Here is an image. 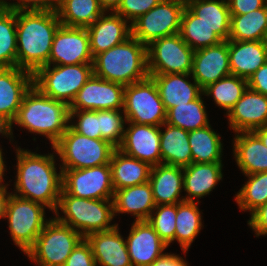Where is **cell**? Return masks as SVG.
<instances>
[{
	"label": "cell",
	"mask_w": 267,
	"mask_h": 266,
	"mask_svg": "<svg viewBox=\"0 0 267 266\" xmlns=\"http://www.w3.org/2000/svg\"><path fill=\"white\" fill-rule=\"evenodd\" d=\"M15 151L14 195L40 203L54 213L62 191V170L57 173L54 153L41 155L20 147Z\"/></svg>",
	"instance_id": "6da1fadb"
},
{
	"label": "cell",
	"mask_w": 267,
	"mask_h": 266,
	"mask_svg": "<svg viewBox=\"0 0 267 266\" xmlns=\"http://www.w3.org/2000/svg\"><path fill=\"white\" fill-rule=\"evenodd\" d=\"M60 25L56 10H16L17 67L34 73L48 65Z\"/></svg>",
	"instance_id": "7a4b0ae2"
},
{
	"label": "cell",
	"mask_w": 267,
	"mask_h": 266,
	"mask_svg": "<svg viewBox=\"0 0 267 266\" xmlns=\"http://www.w3.org/2000/svg\"><path fill=\"white\" fill-rule=\"evenodd\" d=\"M30 133L47 137L53 146L69 126V106L42 94L35 86L25 93L15 120Z\"/></svg>",
	"instance_id": "3957f363"
},
{
	"label": "cell",
	"mask_w": 267,
	"mask_h": 266,
	"mask_svg": "<svg viewBox=\"0 0 267 266\" xmlns=\"http://www.w3.org/2000/svg\"><path fill=\"white\" fill-rule=\"evenodd\" d=\"M93 74L124 86L147 78V46L129 37L93 58Z\"/></svg>",
	"instance_id": "277c9868"
},
{
	"label": "cell",
	"mask_w": 267,
	"mask_h": 266,
	"mask_svg": "<svg viewBox=\"0 0 267 266\" xmlns=\"http://www.w3.org/2000/svg\"><path fill=\"white\" fill-rule=\"evenodd\" d=\"M59 209L64 216L60 217ZM54 213L59 222L72 227L84 238L94 232L112 230L118 225L110 223L115 218L112 199L78 198L68 195L63 189Z\"/></svg>",
	"instance_id": "5b68a950"
},
{
	"label": "cell",
	"mask_w": 267,
	"mask_h": 266,
	"mask_svg": "<svg viewBox=\"0 0 267 266\" xmlns=\"http://www.w3.org/2000/svg\"><path fill=\"white\" fill-rule=\"evenodd\" d=\"M62 161L59 169H84L109 164L113 145L75 132L70 126L52 146Z\"/></svg>",
	"instance_id": "8992f818"
},
{
	"label": "cell",
	"mask_w": 267,
	"mask_h": 266,
	"mask_svg": "<svg viewBox=\"0 0 267 266\" xmlns=\"http://www.w3.org/2000/svg\"><path fill=\"white\" fill-rule=\"evenodd\" d=\"M93 74V63L44 65L33 73V86L68 106Z\"/></svg>",
	"instance_id": "52a82bcc"
},
{
	"label": "cell",
	"mask_w": 267,
	"mask_h": 266,
	"mask_svg": "<svg viewBox=\"0 0 267 266\" xmlns=\"http://www.w3.org/2000/svg\"><path fill=\"white\" fill-rule=\"evenodd\" d=\"M84 237L72 227L51 218L25 253L39 266H64L67 258Z\"/></svg>",
	"instance_id": "ba28073f"
},
{
	"label": "cell",
	"mask_w": 267,
	"mask_h": 266,
	"mask_svg": "<svg viewBox=\"0 0 267 266\" xmlns=\"http://www.w3.org/2000/svg\"><path fill=\"white\" fill-rule=\"evenodd\" d=\"M45 206L15 196L13 192L6 206L5 218L14 245L26 253L34 244L49 220L45 219Z\"/></svg>",
	"instance_id": "9c48e42d"
},
{
	"label": "cell",
	"mask_w": 267,
	"mask_h": 266,
	"mask_svg": "<svg viewBox=\"0 0 267 266\" xmlns=\"http://www.w3.org/2000/svg\"><path fill=\"white\" fill-rule=\"evenodd\" d=\"M123 112L127 122L162 126L166 110L151 76L125 86Z\"/></svg>",
	"instance_id": "30bf717a"
},
{
	"label": "cell",
	"mask_w": 267,
	"mask_h": 266,
	"mask_svg": "<svg viewBox=\"0 0 267 266\" xmlns=\"http://www.w3.org/2000/svg\"><path fill=\"white\" fill-rule=\"evenodd\" d=\"M194 50L179 33L157 39L147 46L149 74L191 73Z\"/></svg>",
	"instance_id": "8fae6325"
},
{
	"label": "cell",
	"mask_w": 267,
	"mask_h": 266,
	"mask_svg": "<svg viewBox=\"0 0 267 266\" xmlns=\"http://www.w3.org/2000/svg\"><path fill=\"white\" fill-rule=\"evenodd\" d=\"M185 7L176 1L162 0L131 24L132 36L148 46L157 39L179 33Z\"/></svg>",
	"instance_id": "7c38bea8"
},
{
	"label": "cell",
	"mask_w": 267,
	"mask_h": 266,
	"mask_svg": "<svg viewBox=\"0 0 267 266\" xmlns=\"http://www.w3.org/2000/svg\"><path fill=\"white\" fill-rule=\"evenodd\" d=\"M62 189L86 199H113L114 188L110 164L84 169H61Z\"/></svg>",
	"instance_id": "4fadbf2b"
},
{
	"label": "cell",
	"mask_w": 267,
	"mask_h": 266,
	"mask_svg": "<svg viewBox=\"0 0 267 266\" xmlns=\"http://www.w3.org/2000/svg\"><path fill=\"white\" fill-rule=\"evenodd\" d=\"M125 86L94 74L78 91L69 110H123Z\"/></svg>",
	"instance_id": "5bb4252c"
},
{
	"label": "cell",
	"mask_w": 267,
	"mask_h": 266,
	"mask_svg": "<svg viewBox=\"0 0 267 266\" xmlns=\"http://www.w3.org/2000/svg\"><path fill=\"white\" fill-rule=\"evenodd\" d=\"M86 63H93L87 29L60 25L53 38L48 65Z\"/></svg>",
	"instance_id": "9a60e30c"
},
{
	"label": "cell",
	"mask_w": 267,
	"mask_h": 266,
	"mask_svg": "<svg viewBox=\"0 0 267 266\" xmlns=\"http://www.w3.org/2000/svg\"><path fill=\"white\" fill-rule=\"evenodd\" d=\"M129 127L125 129L122 143L117 148L124 154L147 162L151 166L161 164L160 152V128L127 122Z\"/></svg>",
	"instance_id": "2e32d148"
},
{
	"label": "cell",
	"mask_w": 267,
	"mask_h": 266,
	"mask_svg": "<svg viewBox=\"0 0 267 266\" xmlns=\"http://www.w3.org/2000/svg\"><path fill=\"white\" fill-rule=\"evenodd\" d=\"M230 74L228 40L194 51L191 78L202 90Z\"/></svg>",
	"instance_id": "e0dca14e"
},
{
	"label": "cell",
	"mask_w": 267,
	"mask_h": 266,
	"mask_svg": "<svg viewBox=\"0 0 267 266\" xmlns=\"http://www.w3.org/2000/svg\"><path fill=\"white\" fill-rule=\"evenodd\" d=\"M126 246L132 266H151L168 247L148 221L133 222Z\"/></svg>",
	"instance_id": "ac0fdd59"
},
{
	"label": "cell",
	"mask_w": 267,
	"mask_h": 266,
	"mask_svg": "<svg viewBox=\"0 0 267 266\" xmlns=\"http://www.w3.org/2000/svg\"><path fill=\"white\" fill-rule=\"evenodd\" d=\"M227 116L235 133L267 126V96L248 87Z\"/></svg>",
	"instance_id": "d6986e66"
},
{
	"label": "cell",
	"mask_w": 267,
	"mask_h": 266,
	"mask_svg": "<svg viewBox=\"0 0 267 266\" xmlns=\"http://www.w3.org/2000/svg\"><path fill=\"white\" fill-rule=\"evenodd\" d=\"M32 85L33 73L18 67L0 68V116L12 124Z\"/></svg>",
	"instance_id": "ffe728a7"
},
{
	"label": "cell",
	"mask_w": 267,
	"mask_h": 266,
	"mask_svg": "<svg viewBox=\"0 0 267 266\" xmlns=\"http://www.w3.org/2000/svg\"><path fill=\"white\" fill-rule=\"evenodd\" d=\"M104 12L92 25L86 27L90 52L94 58L99 53L119 45L132 36L131 24L115 12Z\"/></svg>",
	"instance_id": "44dd1931"
},
{
	"label": "cell",
	"mask_w": 267,
	"mask_h": 266,
	"mask_svg": "<svg viewBox=\"0 0 267 266\" xmlns=\"http://www.w3.org/2000/svg\"><path fill=\"white\" fill-rule=\"evenodd\" d=\"M123 238L118 225L112 230L94 232L85 237L91 246L96 266H132Z\"/></svg>",
	"instance_id": "7402d4cb"
},
{
	"label": "cell",
	"mask_w": 267,
	"mask_h": 266,
	"mask_svg": "<svg viewBox=\"0 0 267 266\" xmlns=\"http://www.w3.org/2000/svg\"><path fill=\"white\" fill-rule=\"evenodd\" d=\"M231 74L246 80L267 62V42L228 40Z\"/></svg>",
	"instance_id": "603a6c76"
},
{
	"label": "cell",
	"mask_w": 267,
	"mask_h": 266,
	"mask_svg": "<svg viewBox=\"0 0 267 266\" xmlns=\"http://www.w3.org/2000/svg\"><path fill=\"white\" fill-rule=\"evenodd\" d=\"M158 88L165 110L187 104L203 95L199 84L188 81L191 73L149 74Z\"/></svg>",
	"instance_id": "cb8c5ba5"
},
{
	"label": "cell",
	"mask_w": 267,
	"mask_h": 266,
	"mask_svg": "<svg viewBox=\"0 0 267 266\" xmlns=\"http://www.w3.org/2000/svg\"><path fill=\"white\" fill-rule=\"evenodd\" d=\"M149 183L156 205L185 201L183 196L179 198L183 189V167L163 163L152 166Z\"/></svg>",
	"instance_id": "d4e9b609"
},
{
	"label": "cell",
	"mask_w": 267,
	"mask_h": 266,
	"mask_svg": "<svg viewBox=\"0 0 267 266\" xmlns=\"http://www.w3.org/2000/svg\"><path fill=\"white\" fill-rule=\"evenodd\" d=\"M233 154L244 175L267 172V147L254 132L235 133Z\"/></svg>",
	"instance_id": "484cf974"
},
{
	"label": "cell",
	"mask_w": 267,
	"mask_h": 266,
	"mask_svg": "<svg viewBox=\"0 0 267 266\" xmlns=\"http://www.w3.org/2000/svg\"><path fill=\"white\" fill-rule=\"evenodd\" d=\"M222 162L191 163L183 167V189L187 192L185 201L195 202L194 198H203L222 180Z\"/></svg>",
	"instance_id": "4316f807"
},
{
	"label": "cell",
	"mask_w": 267,
	"mask_h": 266,
	"mask_svg": "<svg viewBox=\"0 0 267 266\" xmlns=\"http://www.w3.org/2000/svg\"><path fill=\"white\" fill-rule=\"evenodd\" d=\"M112 201L114 215L129 213L135 221H147L156 206L149 181L114 191Z\"/></svg>",
	"instance_id": "83f0119b"
},
{
	"label": "cell",
	"mask_w": 267,
	"mask_h": 266,
	"mask_svg": "<svg viewBox=\"0 0 267 266\" xmlns=\"http://www.w3.org/2000/svg\"><path fill=\"white\" fill-rule=\"evenodd\" d=\"M114 190L143 184L149 181L152 166L115 149L110 159Z\"/></svg>",
	"instance_id": "f1b7e54d"
},
{
	"label": "cell",
	"mask_w": 267,
	"mask_h": 266,
	"mask_svg": "<svg viewBox=\"0 0 267 266\" xmlns=\"http://www.w3.org/2000/svg\"><path fill=\"white\" fill-rule=\"evenodd\" d=\"M164 132L160 129L161 163L185 167L192 163L189 145V132L182 128L164 123Z\"/></svg>",
	"instance_id": "f546056e"
},
{
	"label": "cell",
	"mask_w": 267,
	"mask_h": 266,
	"mask_svg": "<svg viewBox=\"0 0 267 266\" xmlns=\"http://www.w3.org/2000/svg\"><path fill=\"white\" fill-rule=\"evenodd\" d=\"M56 12L61 25L86 28L105 11L99 0H58Z\"/></svg>",
	"instance_id": "4dcf8cb0"
},
{
	"label": "cell",
	"mask_w": 267,
	"mask_h": 266,
	"mask_svg": "<svg viewBox=\"0 0 267 266\" xmlns=\"http://www.w3.org/2000/svg\"><path fill=\"white\" fill-rule=\"evenodd\" d=\"M223 40L230 36V11L227 0H195L187 6Z\"/></svg>",
	"instance_id": "1f68e13d"
},
{
	"label": "cell",
	"mask_w": 267,
	"mask_h": 266,
	"mask_svg": "<svg viewBox=\"0 0 267 266\" xmlns=\"http://www.w3.org/2000/svg\"><path fill=\"white\" fill-rule=\"evenodd\" d=\"M230 36L234 41H262L267 38V4L247 14L230 15Z\"/></svg>",
	"instance_id": "d6a6232c"
},
{
	"label": "cell",
	"mask_w": 267,
	"mask_h": 266,
	"mask_svg": "<svg viewBox=\"0 0 267 266\" xmlns=\"http://www.w3.org/2000/svg\"><path fill=\"white\" fill-rule=\"evenodd\" d=\"M189 145L192 153V163L222 162L221 137L212 130L210 124L204 128L189 132Z\"/></svg>",
	"instance_id": "836d02e7"
},
{
	"label": "cell",
	"mask_w": 267,
	"mask_h": 266,
	"mask_svg": "<svg viewBox=\"0 0 267 266\" xmlns=\"http://www.w3.org/2000/svg\"><path fill=\"white\" fill-rule=\"evenodd\" d=\"M195 202L183 201L177 204L174 240L186 253L202 228V216Z\"/></svg>",
	"instance_id": "e575fe53"
},
{
	"label": "cell",
	"mask_w": 267,
	"mask_h": 266,
	"mask_svg": "<svg viewBox=\"0 0 267 266\" xmlns=\"http://www.w3.org/2000/svg\"><path fill=\"white\" fill-rule=\"evenodd\" d=\"M179 35L194 51L223 41L187 6L182 14Z\"/></svg>",
	"instance_id": "d590c367"
},
{
	"label": "cell",
	"mask_w": 267,
	"mask_h": 266,
	"mask_svg": "<svg viewBox=\"0 0 267 266\" xmlns=\"http://www.w3.org/2000/svg\"><path fill=\"white\" fill-rule=\"evenodd\" d=\"M201 95L183 105L172 107L166 111V121L169 125L185 131L201 129L209 125V119Z\"/></svg>",
	"instance_id": "8d00e7d4"
},
{
	"label": "cell",
	"mask_w": 267,
	"mask_h": 266,
	"mask_svg": "<svg viewBox=\"0 0 267 266\" xmlns=\"http://www.w3.org/2000/svg\"><path fill=\"white\" fill-rule=\"evenodd\" d=\"M247 88L246 79L230 74L208 85L202 93L206 96H212L214 102L224 109L227 115Z\"/></svg>",
	"instance_id": "74e56055"
},
{
	"label": "cell",
	"mask_w": 267,
	"mask_h": 266,
	"mask_svg": "<svg viewBox=\"0 0 267 266\" xmlns=\"http://www.w3.org/2000/svg\"><path fill=\"white\" fill-rule=\"evenodd\" d=\"M17 67L16 10L0 8V68Z\"/></svg>",
	"instance_id": "f35d334b"
},
{
	"label": "cell",
	"mask_w": 267,
	"mask_h": 266,
	"mask_svg": "<svg viewBox=\"0 0 267 266\" xmlns=\"http://www.w3.org/2000/svg\"><path fill=\"white\" fill-rule=\"evenodd\" d=\"M248 181L236 194L235 201L239 209L252 214L267 202V172L245 175Z\"/></svg>",
	"instance_id": "ab89813d"
},
{
	"label": "cell",
	"mask_w": 267,
	"mask_h": 266,
	"mask_svg": "<svg viewBox=\"0 0 267 266\" xmlns=\"http://www.w3.org/2000/svg\"><path fill=\"white\" fill-rule=\"evenodd\" d=\"M176 214L177 204L156 205L147 219L168 246L174 241Z\"/></svg>",
	"instance_id": "60d3db41"
},
{
	"label": "cell",
	"mask_w": 267,
	"mask_h": 266,
	"mask_svg": "<svg viewBox=\"0 0 267 266\" xmlns=\"http://www.w3.org/2000/svg\"><path fill=\"white\" fill-rule=\"evenodd\" d=\"M123 110H99L97 116L100 118L101 139L109 142L116 149L122 143L126 116L122 115Z\"/></svg>",
	"instance_id": "b9f144b4"
},
{
	"label": "cell",
	"mask_w": 267,
	"mask_h": 266,
	"mask_svg": "<svg viewBox=\"0 0 267 266\" xmlns=\"http://www.w3.org/2000/svg\"><path fill=\"white\" fill-rule=\"evenodd\" d=\"M75 116L78 118L76 123L72 122ZM69 126L83 136L101 139L100 118L95 110H69Z\"/></svg>",
	"instance_id": "7bdbcfd3"
},
{
	"label": "cell",
	"mask_w": 267,
	"mask_h": 266,
	"mask_svg": "<svg viewBox=\"0 0 267 266\" xmlns=\"http://www.w3.org/2000/svg\"><path fill=\"white\" fill-rule=\"evenodd\" d=\"M162 0H122L120 6L115 11L132 24L141 15L158 5Z\"/></svg>",
	"instance_id": "ee69618b"
},
{
	"label": "cell",
	"mask_w": 267,
	"mask_h": 266,
	"mask_svg": "<svg viewBox=\"0 0 267 266\" xmlns=\"http://www.w3.org/2000/svg\"><path fill=\"white\" fill-rule=\"evenodd\" d=\"M64 266H96L91 246L85 238L74 248Z\"/></svg>",
	"instance_id": "f6af8a7d"
},
{
	"label": "cell",
	"mask_w": 267,
	"mask_h": 266,
	"mask_svg": "<svg viewBox=\"0 0 267 266\" xmlns=\"http://www.w3.org/2000/svg\"><path fill=\"white\" fill-rule=\"evenodd\" d=\"M227 3L230 15H242L263 8L267 0H227Z\"/></svg>",
	"instance_id": "bcb514c9"
},
{
	"label": "cell",
	"mask_w": 267,
	"mask_h": 266,
	"mask_svg": "<svg viewBox=\"0 0 267 266\" xmlns=\"http://www.w3.org/2000/svg\"><path fill=\"white\" fill-rule=\"evenodd\" d=\"M248 225L255 232L257 237L267 235V202L251 214Z\"/></svg>",
	"instance_id": "7dc6e473"
},
{
	"label": "cell",
	"mask_w": 267,
	"mask_h": 266,
	"mask_svg": "<svg viewBox=\"0 0 267 266\" xmlns=\"http://www.w3.org/2000/svg\"><path fill=\"white\" fill-rule=\"evenodd\" d=\"M58 0H18L11 3L15 10H56Z\"/></svg>",
	"instance_id": "c3c4849f"
},
{
	"label": "cell",
	"mask_w": 267,
	"mask_h": 266,
	"mask_svg": "<svg viewBox=\"0 0 267 266\" xmlns=\"http://www.w3.org/2000/svg\"><path fill=\"white\" fill-rule=\"evenodd\" d=\"M248 87L267 96V62L247 80Z\"/></svg>",
	"instance_id": "681fc988"
},
{
	"label": "cell",
	"mask_w": 267,
	"mask_h": 266,
	"mask_svg": "<svg viewBox=\"0 0 267 266\" xmlns=\"http://www.w3.org/2000/svg\"><path fill=\"white\" fill-rule=\"evenodd\" d=\"M151 266H188V263L179 255L166 253Z\"/></svg>",
	"instance_id": "f907efd6"
},
{
	"label": "cell",
	"mask_w": 267,
	"mask_h": 266,
	"mask_svg": "<svg viewBox=\"0 0 267 266\" xmlns=\"http://www.w3.org/2000/svg\"><path fill=\"white\" fill-rule=\"evenodd\" d=\"M7 189V186L0 188V219L5 218L6 206L11 194Z\"/></svg>",
	"instance_id": "816d5d0a"
},
{
	"label": "cell",
	"mask_w": 267,
	"mask_h": 266,
	"mask_svg": "<svg viewBox=\"0 0 267 266\" xmlns=\"http://www.w3.org/2000/svg\"><path fill=\"white\" fill-rule=\"evenodd\" d=\"M122 0H99L101 8L105 12H115L120 6Z\"/></svg>",
	"instance_id": "f5cc1de1"
},
{
	"label": "cell",
	"mask_w": 267,
	"mask_h": 266,
	"mask_svg": "<svg viewBox=\"0 0 267 266\" xmlns=\"http://www.w3.org/2000/svg\"><path fill=\"white\" fill-rule=\"evenodd\" d=\"M0 134L6 136L7 138L10 137V139L12 138L11 140H13L11 123L1 116H0Z\"/></svg>",
	"instance_id": "db71d44e"
},
{
	"label": "cell",
	"mask_w": 267,
	"mask_h": 266,
	"mask_svg": "<svg viewBox=\"0 0 267 266\" xmlns=\"http://www.w3.org/2000/svg\"><path fill=\"white\" fill-rule=\"evenodd\" d=\"M262 141V143L267 147V126L255 129L253 131Z\"/></svg>",
	"instance_id": "11a10c76"
},
{
	"label": "cell",
	"mask_w": 267,
	"mask_h": 266,
	"mask_svg": "<svg viewBox=\"0 0 267 266\" xmlns=\"http://www.w3.org/2000/svg\"><path fill=\"white\" fill-rule=\"evenodd\" d=\"M2 148L0 147V188L1 187H6V186H8L9 184H3L2 182L4 181L3 180V176H4V172H5V169H6V165L4 164L5 163V161L3 160L4 158H3V153H2Z\"/></svg>",
	"instance_id": "9f6ffc18"
},
{
	"label": "cell",
	"mask_w": 267,
	"mask_h": 266,
	"mask_svg": "<svg viewBox=\"0 0 267 266\" xmlns=\"http://www.w3.org/2000/svg\"><path fill=\"white\" fill-rule=\"evenodd\" d=\"M0 8H11V3L5 0H0Z\"/></svg>",
	"instance_id": "6f0895ef"
},
{
	"label": "cell",
	"mask_w": 267,
	"mask_h": 266,
	"mask_svg": "<svg viewBox=\"0 0 267 266\" xmlns=\"http://www.w3.org/2000/svg\"><path fill=\"white\" fill-rule=\"evenodd\" d=\"M171 1H176V2L182 3L185 6H188L191 2L195 0H171Z\"/></svg>",
	"instance_id": "680465c9"
}]
</instances>
